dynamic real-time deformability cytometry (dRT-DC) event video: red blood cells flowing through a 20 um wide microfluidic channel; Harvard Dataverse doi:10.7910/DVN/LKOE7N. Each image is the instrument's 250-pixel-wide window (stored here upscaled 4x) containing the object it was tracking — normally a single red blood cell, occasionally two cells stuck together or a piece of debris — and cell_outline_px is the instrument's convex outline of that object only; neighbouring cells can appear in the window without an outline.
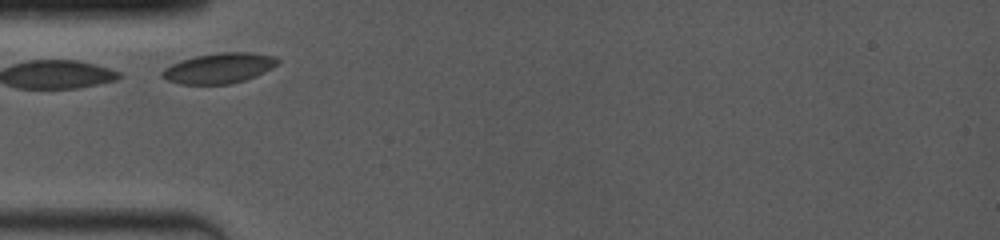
{"species": "common noctule bat (a hibernating species)", "species_latin": "Nyctalus noctula", "temperature_condition": "room temperature", "stored_images_in_passage": 17, "camera_frame_rate_fps": 4000, "um_per_image_px": 0.085, "animal": {"sex": "female", "body_mass_g": 19.0, "forearm_length_mm": 53.3}, "frame": {"image": 1, "passage_image": 1, "time_ms": 0.0, "image_size_px": [1000, 240], "cell_outline_px": [[280, 60], [272, 68], [256, 76], [232, 84], [180, 84], [168, 80], [160, 76], [160, 72], [164, 68], [180, 60], [192, 56], [220, 52], [252, 52], [276, 56]], "centroid_in_image_um": [18.61, 5.78], "position_along_channel_um": 66.4, "area_um2": 20.63}}